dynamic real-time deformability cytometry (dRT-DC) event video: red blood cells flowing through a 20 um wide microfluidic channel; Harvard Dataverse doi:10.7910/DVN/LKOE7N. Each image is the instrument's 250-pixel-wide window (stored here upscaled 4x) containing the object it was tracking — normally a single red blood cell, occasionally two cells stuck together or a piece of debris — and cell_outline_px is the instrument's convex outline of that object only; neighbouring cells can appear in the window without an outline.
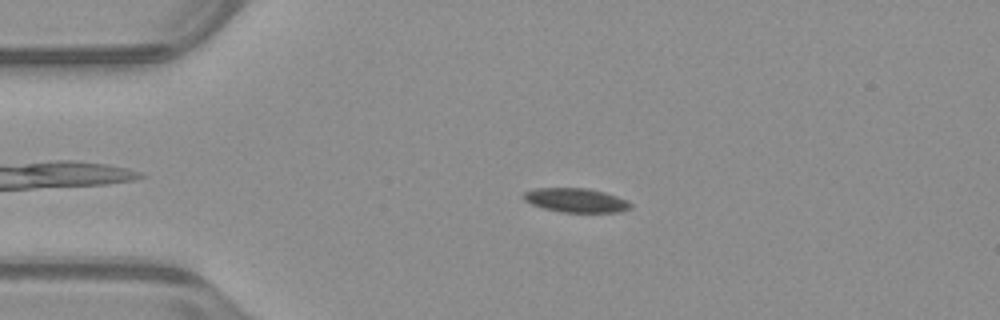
{"species": "common noctule bat (a hibernating species)", "species_latin": "Nyctalus noctula", "temperature_condition": "warm", "stored_images_in_passage": 52, "camera_frame_rate_fps": 3000, "um_per_image_px": 0.085, "animal": {"sex": "male", "body_mass_g": 23.1, "forearm_length_mm": 52.7}, "frame": {"image": 1, "passage_image": 11, "time_ms": 3.333, "image_size_px": [1000, 320], "cell_outline_px": [[632, 208], [620, 212], [560, 212], [544, 208], [532, 204], [524, 200], [524, 192], [536, 188], [588, 188], [604, 192], [628, 200], [632, 204]], "centroid_in_image_um": [48.99, 17.02], "position_along_channel_um": 36.0, "area_um2": 15.03}}
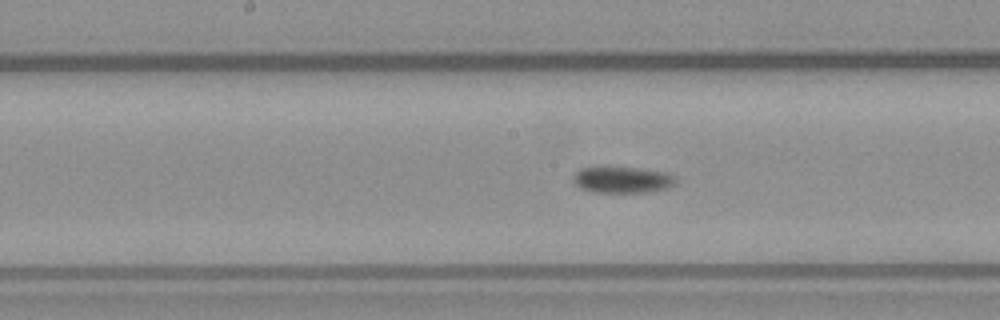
{"frame": {"image": 2, "passage_image": 26, "time_ms": 8.333, "image_size_px": [1000, 320], "cell_outline_px": [[676, 184], [668, 188], [644, 192], [592, 192], [580, 188], [572, 180], [572, 176], [580, 168], [636, 168], [668, 172], [676, 176]], "centroid_in_image_um": [52.93, 15.29], "position_along_channel_um": 195.3, "area_um2": 15.66}}
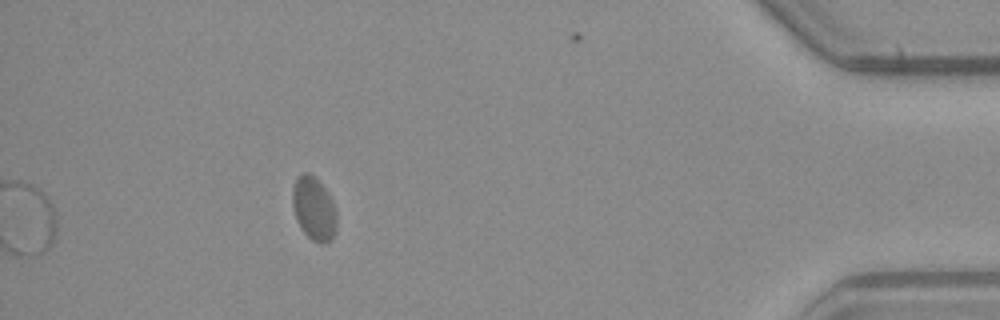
{"frame": {"image": 3, "passage_image": 47, "time_ms": 15.333, "image_size_px": [1000, 320], "cell_outline_px": [[336, 232], [332, 240], [324, 244], [320, 244], [312, 240], [300, 228], [296, 220], [292, 204], [292, 188], [296, 176], [304, 172], [308, 172], [316, 176], [328, 192], [332, 200], [336, 212]], "centroid_in_image_um": [26.67, 17.72], "position_along_channel_um": 408.5, "area_um2": 16.82}, "authors_computed_cell_mechanics": {"area_um2": 15.6638, "velocity_mm_per_s": 3.9074, "shape_relaxation_time_tau1_ms": 10.4949, "shape_relaxation_time_tau2_ms": null, "deformation_change_tau1": 0.1307, "deformation_change_tau2": null}}